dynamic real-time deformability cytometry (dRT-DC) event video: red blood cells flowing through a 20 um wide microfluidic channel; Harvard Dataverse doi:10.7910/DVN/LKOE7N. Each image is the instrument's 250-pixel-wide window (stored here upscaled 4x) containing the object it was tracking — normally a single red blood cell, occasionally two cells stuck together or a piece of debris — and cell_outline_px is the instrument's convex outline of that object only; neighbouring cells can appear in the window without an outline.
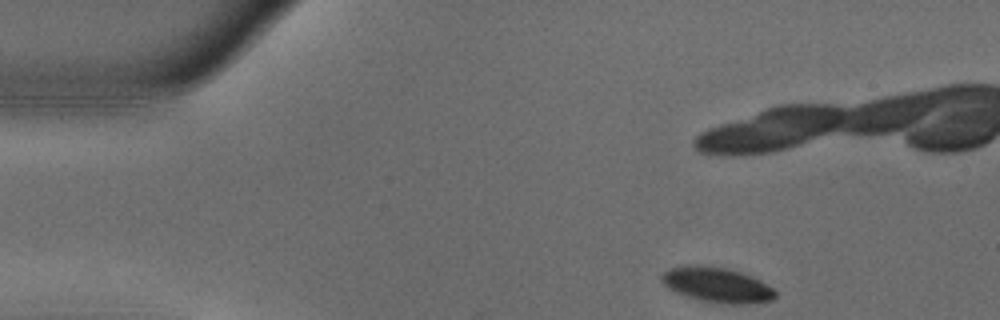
{"species": "common noctule bat (a hibernating species)", "species_latin": "Nyctalus noctula", "temperature_condition": "warm", "stored_images_in_passage": 49, "camera_frame_rate_fps": 3000, "um_per_image_px": 0.085, "animal": {"sex": "male", "body_mass_g": 18.8}, "frame": {"image": 1, "passage_image": 1, "time_ms": 0.0, "image_size_px": [1000, 320], "cell_outline_px": [[776, 296], [772, 300], [756, 304], [724, 304], [700, 300], [676, 292], [668, 288], [660, 280], [660, 276], [668, 268], [692, 264], [700, 264], [732, 268], [752, 276], [760, 280], [772, 288], [776, 292]], "centroid_in_image_um": [60.95, 24.2], "position_along_channel_um": 24.0, "area_um2": 23.7}, "authors_computed_cell_mechanics": {"area_um2": 25.8944, "velocity_mm_per_s": 3.6811, "shape_relaxation_time_tau1_ms": 3.01, "shape_relaxation_time_tau2_ms": null, "deformation_change_tau1": 0.1648, "deformation_change_tau2": null}}